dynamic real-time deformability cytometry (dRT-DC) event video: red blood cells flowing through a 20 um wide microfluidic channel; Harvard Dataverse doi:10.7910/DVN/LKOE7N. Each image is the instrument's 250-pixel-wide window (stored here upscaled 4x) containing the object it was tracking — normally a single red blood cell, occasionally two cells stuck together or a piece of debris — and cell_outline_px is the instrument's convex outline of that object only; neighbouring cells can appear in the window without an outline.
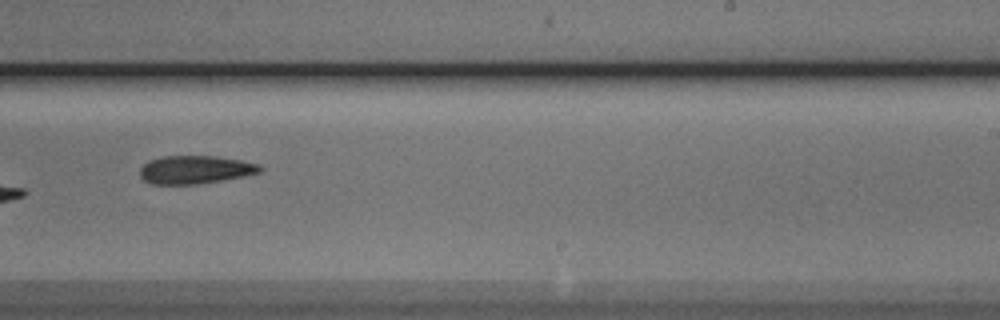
{"species": "Egyptian fruit bat (a non-hibernating species)", "species_latin": "Rousettus aegyptiacus", "temperature_condition": "cold", "stored_images_in_passage": 11, "camera_frame_rate_fps": 3000, "um_per_image_px": 0.085, "animal": {"sex": "male"}, "frame": {"image": 1, "passage_image": 9, "time_ms": 9.333, "image_size_px": [1000, 320], "cell_outline_px": [[264, 168], [260, 172], [220, 180], [196, 184], [152, 184], [144, 180], [140, 176], [140, 168], [148, 160], [160, 156], [216, 156], [240, 160], [260, 164]], "centroid_in_image_um": [16.56, 14.41], "position_along_channel_um": 272.4, "area_um2": 19.59}}